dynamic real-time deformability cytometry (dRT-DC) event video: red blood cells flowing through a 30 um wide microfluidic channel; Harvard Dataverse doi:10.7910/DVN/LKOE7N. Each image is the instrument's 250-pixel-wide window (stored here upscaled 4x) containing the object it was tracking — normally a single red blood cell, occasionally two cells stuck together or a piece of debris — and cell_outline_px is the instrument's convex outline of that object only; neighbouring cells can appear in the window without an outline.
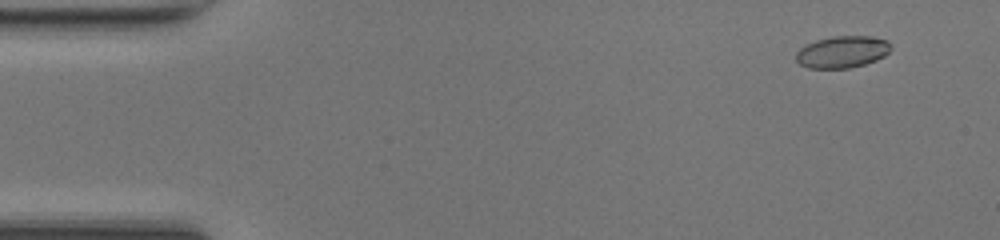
{"species": "common noctule bat (a hibernating species)", "species_latin": "Nyctalus noctula", "temperature_condition": "room temperature", "stored_images_in_passage": 49, "camera_frame_rate_fps": 3000, "um_per_image_px": 0.085, "animal": {"sex": "female", "body_mass_g": 17.0, "forearm_length_mm": 48.0}, "frame": {"image": 1, "passage_image": 4, "time_ms": 1.0, "image_size_px": [1000, 240], "cell_outline_px": [[892, 48], [884, 56], [876, 60], [864, 64], [848, 68], [808, 68], [800, 64], [796, 60], [796, 52], [804, 44], [816, 40], [832, 36], [872, 36], [888, 40], [892, 44]], "centroid_in_image_um": [71.6, 4.4], "position_along_channel_um": 13.4, "area_um2": 17.8}}
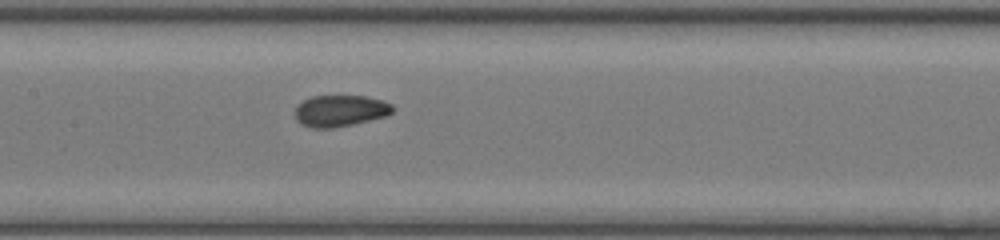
{"frame": {"image": 2, "passage_image": 24, "time_ms": 7.667, "image_size_px": [1000, 240], "cell_outline_px": [[396, 108], [392, 112], [384, 116], [352, 124], [332, 128], [312, 128], [300, 124], [296, 120], [296, 104], [312, 96], [364, 96], [380, 100], [392, 104]], "centroid_in_image_um": [28.88, 9.41], "position_along_channel_um": 178.5, "area_um2": 17.8}}
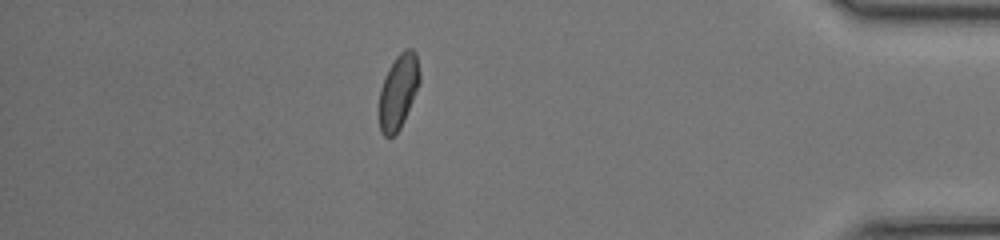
{"frame": {"image": 3, "passage_image": 43, "time_ms": 14.0, "image_size_px": [1000, 240], "cell_outline_px": [[420, 84], [404, 120], [400, 128], [392, 136], [384, 136], [380, 132], [380, 88], [384, 76], [388, 68], [396, 56], [404, 48], [412, 48], [416, 52], [420, 72]], "centroid_in_image_um": [33.88, 7.72], "position_along_channel_um": 401.3, "area_um2": 17.69}, "authors_computed_cell_mechanics": {"area_um2": 17.8024, "velocity_mm_per_s": 4.2463, "shape_relaxation_time_tau1_ms": 6.8243, "shape_relaxation_time_tau2_ms": 1.0076, "deformation_change_tau1": 0.1259, "deformation_change_tau2": 0.0517}}